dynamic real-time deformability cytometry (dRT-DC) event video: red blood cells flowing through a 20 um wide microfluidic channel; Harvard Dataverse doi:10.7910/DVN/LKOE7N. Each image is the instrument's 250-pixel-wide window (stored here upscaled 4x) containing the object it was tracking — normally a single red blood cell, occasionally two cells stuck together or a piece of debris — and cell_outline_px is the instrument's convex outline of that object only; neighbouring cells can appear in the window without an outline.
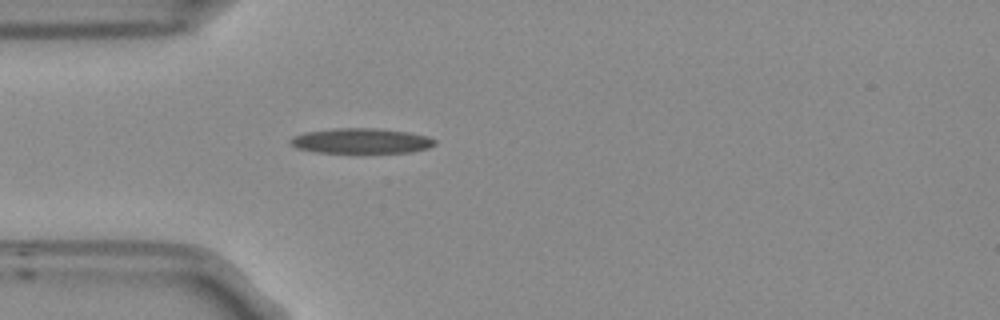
{"species": "Egyptian fruit bat (a non-hibernating species)", "species_latin": "Rousettus aegyptiacus", "temperature_condition": "room temperature", "stored_images_in_passage": 40, "camera_frame_rate_fps": 3000, "um_per_image_px": 0.085, "frame": {"image": 1, "passage_image": 1, "time_ms": 0.0, "image_size_px": [1000, 320], "cell_outline_px": [[436, 144], [428, 148], [412, 152], [312, 152], [296, 148], [288, 144], [288, 140], [292, 136], [304, 132], [332, 128], [376, 128], [408, 132], [428, 136], [436, 140]], "centroid_in_image_um": [30.64, 11.97], "position_along_channel_um": 54.4, "area_um2": 21.39}}
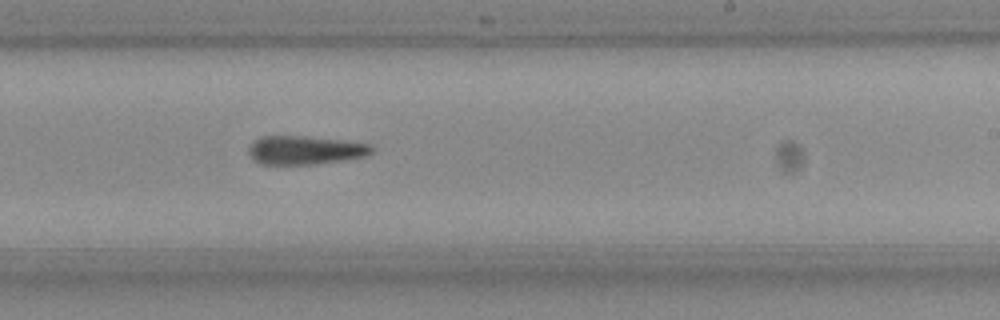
{"frame": {"image": 2, "passage_image": 18, "time_ms": 5.667, "image_size_px": [1000, 320], "cell_outline_px": [[372, 152], [368, 156], [344, 160], [312, 164], [264, 164], [256, 160], [248, 152], [248, 144], [260, 136], [304, 136], [344, 140], [372, 144]], "centroid_in_image_um": [25.95, 12.74], "position_along_channel_um": 263.0, "area_um2": 20.58}}
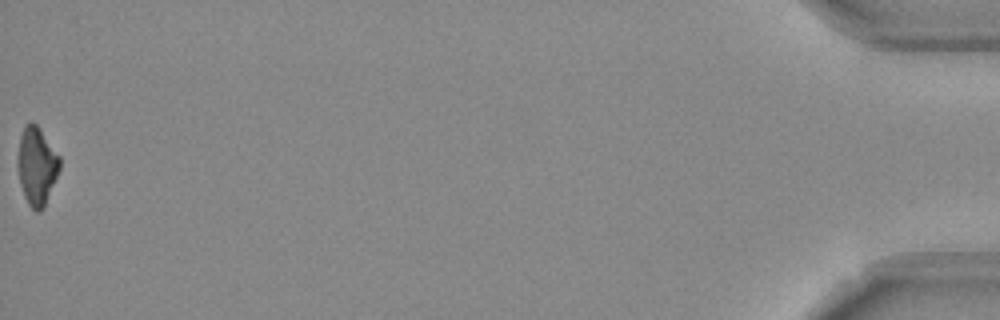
{"frame": {"image": 3, "passage_image": 40, "time_ms": 13.0, "image_size_px": [1000, 320], "cell_outline_px": [[60, 168], [44, 208], [40, 212], [36, 212], [28, 204], [24, 196], [20, 184], [16, 168], [16, 160], [20, 136], [24, 124], [36, 124], [60, 156]], "centroid_in_image_um": [3.1, 14.14], "position_along_channel_um": 432.1, "area_um2": 19.25}}